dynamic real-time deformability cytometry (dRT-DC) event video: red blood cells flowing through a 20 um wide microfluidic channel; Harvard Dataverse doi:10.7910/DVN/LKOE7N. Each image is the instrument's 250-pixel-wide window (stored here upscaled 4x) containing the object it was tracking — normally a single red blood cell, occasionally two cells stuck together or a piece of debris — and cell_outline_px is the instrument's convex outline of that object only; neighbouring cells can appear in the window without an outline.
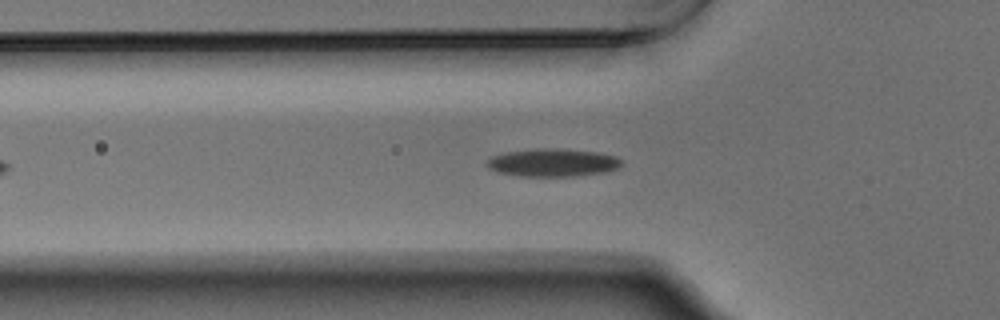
{"species": "Egyptian fruit bat (a non-hibernating species)", "species_latin": "Rousettus aegyptiacus", "temperature_condition": "warm", "stored_images_in_passage": 44, "camera_frame_rate_fps": 3000, "um_per_image_px": 0.085, "animal": {"sex": "male"}, "frame": {"image": 1, "passage_image": 11, "time_ms": 3.333, "image_size_px": [1000, 320], "cell_outline_px": [[624, 164], [616, 168], [604, 172], [572, 176], [520, 176], [500, 172], [488, 168], [484, 164], [492, 156], [504, 152], [536, 148], [548, 148], [596, 152], [616, 156]], "centroid_in_image_um": [46.94, 13.82], "position_along_channel_um": 78.9, "area_um2": 21.73}}
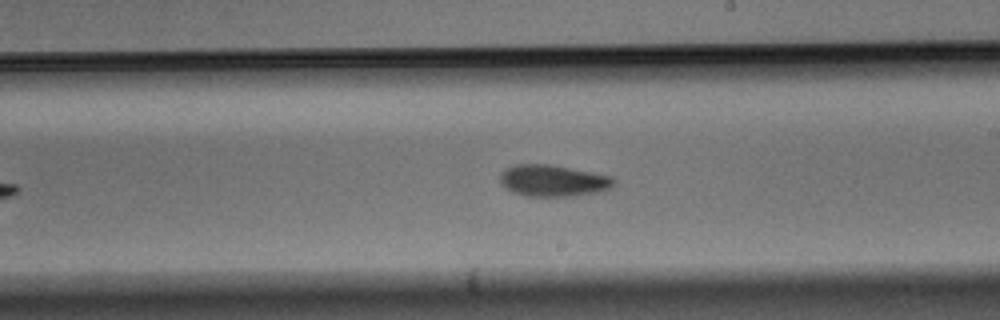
{"frame": {"image": 2, "passage_image": 24, "time_ms": 7.667, "image_size_px": [1000, 320], "cell_outline_px": [[616, 184], [612, 188], [596, 192], [572, 196], [528, 196], [512, 192], [500, 184], [500, 172], [504, 168], [516, 164], [552, 164], [612, 176], [616, 180]], "centroid_in_image_um": [47.01, 15.34], "position_along_channel_um": 242.0, "area_um2": 21.21}}
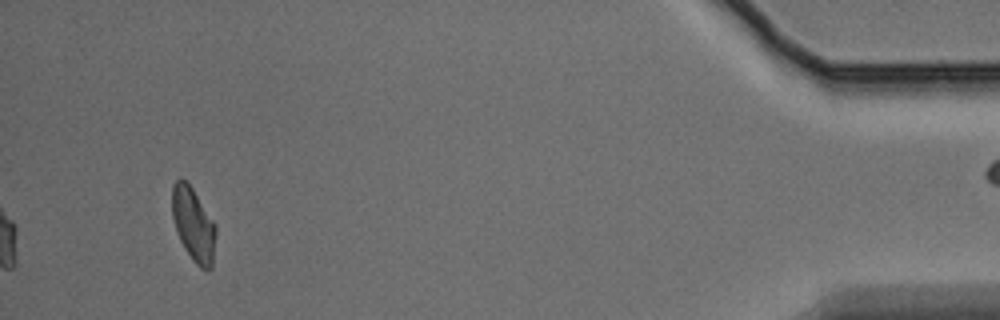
{"frame": {"image": 3, "passage_image": 44, "time_ms": 14.333, "image_size_px": [1000, 320], "cell_outline_px": [[216, 236], [212, 268], [200, 268], [192, 260], [184, 248], [176, 232], [172, 216], [172, 184], [180, 176], [192, 188], [216, 224]], "centroid_in_image_um": [16.43, 19.07], "position_along_channel_um": 418.8, "area_um2": 18.9}, "authors_computed_cell_mechanics": {"area_um2": 20.3745, "velocity_mm_per_s": 3.7488, "shape_relaxation_time_tau1_ms": 3.3876, "shape_relaxation_time_tau2_ms": 4.4488, "deformation_change_tau1": 0.1315, "deformation_change_tau2": 0.1044}}